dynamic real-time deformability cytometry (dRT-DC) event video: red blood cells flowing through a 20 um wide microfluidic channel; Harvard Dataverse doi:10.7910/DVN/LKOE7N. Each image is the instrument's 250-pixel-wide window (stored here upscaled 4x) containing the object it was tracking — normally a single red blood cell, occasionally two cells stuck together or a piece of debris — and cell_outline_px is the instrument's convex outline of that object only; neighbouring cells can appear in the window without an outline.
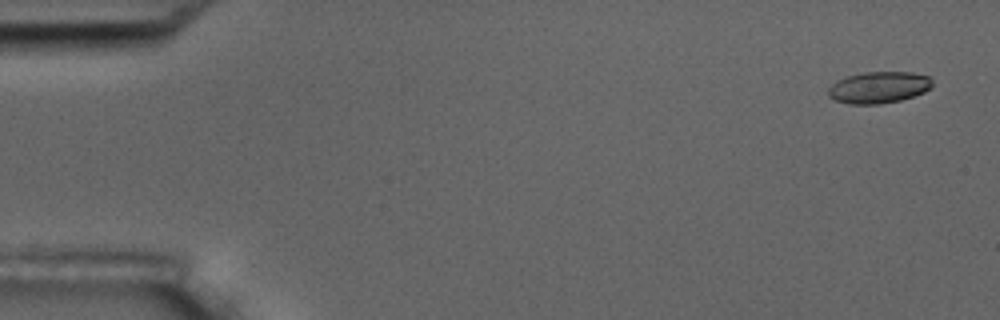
{"species": "common noctule bat (a hibernating species)", "species_latin": "Nyctalus noctula", "temperature_condition": "room temperature", "stored_images_in_passage": 4, "camera_frame_rate_fps": 3000, "um_per_image_px": 0.085, "animal": {"sex": "male", "body_mass_g": 17.5, "forearm_length_mm": 52.3}, "frame": {"image": 1, "passage_image": 1, "time_ms": 0.0, "image_size_px": [1000, 320], "cell_outline_px": [[932, 88], [924, 92], [900, 100], [880, 104], [848, 104], [836, 100], [828, 96], [828, 88], [836, 80], [848, 76], [864, 72], [912, 72], [928, 76], [932, 80]], "centroid_in_image_um": [74.69, 7.43], "position_along_channel_um": 10.3, "area_um2": 19.19}}
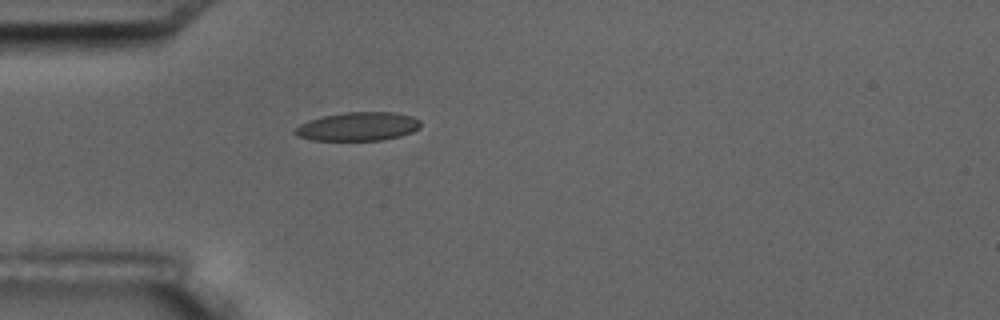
{"frame": {"image": 2, "passage_image": 4, "time_ms": 4.667, "image_size_px": [1000, 320], "cell_outline_px": [[420, 128], [412, 132], [400, 136], [384, 140], [312, 140], [296, 136], [292, 132], [300, 124], [308, 120], [324, 116], [344, 112], [392, 112], [412, 116], [420, 120]], "centroid_in_image_um": [30.42, 10.75], "position_along_channel_um": 54.6, "area_um2": 21.04}}